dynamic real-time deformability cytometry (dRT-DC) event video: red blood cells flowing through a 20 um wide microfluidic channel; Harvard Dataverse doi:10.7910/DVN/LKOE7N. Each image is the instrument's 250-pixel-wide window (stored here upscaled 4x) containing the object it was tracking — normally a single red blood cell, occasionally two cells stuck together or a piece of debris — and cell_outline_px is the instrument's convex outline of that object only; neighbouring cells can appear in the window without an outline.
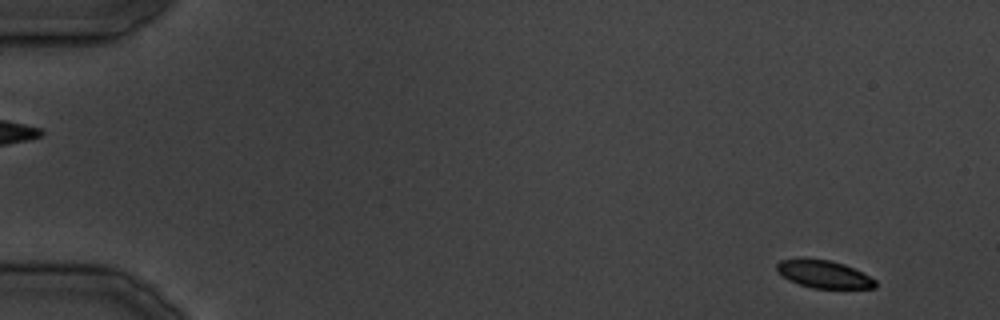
{"species": "common noctule bat (a hibernating species)", "species_latin": "Nyctalus noctula", "temperature_condition": "cold", "stored_images_in_passage": 9, "camera_frame_rate_fps": 3000, "um_per_image_px": 0.085, "animal": {"sex": "male", "body_mass_g": 19.5, "forearm_length_mm": 54.6}, "frame": {"image": 1, "passage_image": 2, "time_ms": 1.0, "image_size_px": [1000, 320], "cell_outline_px": [[876, 288], [812, 288], [788, 280], [776, 268], [776, 264], [780, 260], [800, 256], [804, 256], [828, 260], [844, 264], [876, 280]], "centroid_in_image_um": [69.97, 23.27], "position_along_channel_um": 15.0, "area_um2": 16.01}}